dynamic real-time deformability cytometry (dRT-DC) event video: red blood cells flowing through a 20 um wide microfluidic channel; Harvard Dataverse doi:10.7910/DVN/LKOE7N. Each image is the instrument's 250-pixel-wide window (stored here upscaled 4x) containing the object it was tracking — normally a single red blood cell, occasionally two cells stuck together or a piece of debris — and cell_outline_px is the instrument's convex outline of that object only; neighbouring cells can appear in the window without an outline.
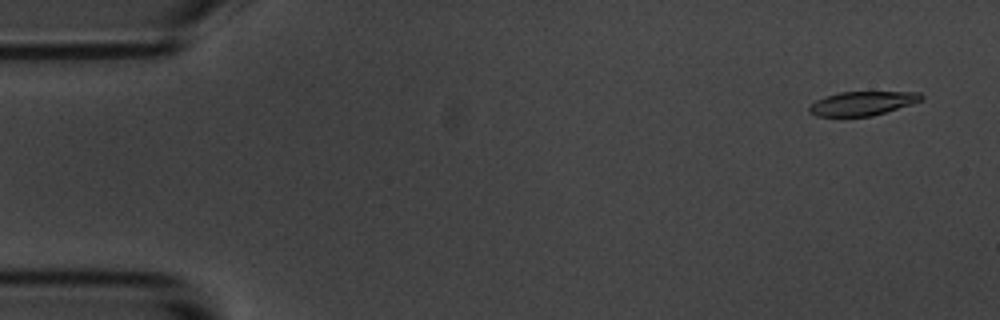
{"species": "common noctule bat (a hibernating species)", "species_latin": "Nyctalus noctula", "temperature_condition": "room temperature", "stored_images_in_passage": 57, "segment_of_instrument_passage": [1, 2], "camera_frame_rate_fps": 3000, "um_per_image_px": 0.085, "animal": {"sex": "male", "body_mass_g": 20.1, "forearm_length_mm": 53.5}, "frame": {"image": 1, "passage_image": 3, "time_ms": 0.667, "image_size_px": [1000, 320], "cell_outline_px": [[924, 100], [912, 104], [872, 116], [816, 116], [808, 112], [808, 108], [816, 100], [824, 96], [840, 92], [920, 92], [924, 96]], "centroid_in_image_um": [73.31, 8.78], "position_along_channel_um": 11.7, "area_um2": 15.72}}
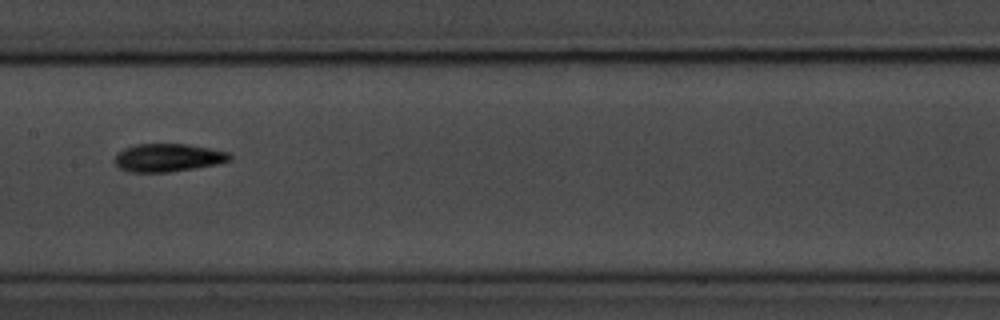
{"frame": {"image": 2, "passage_image": 28, "time_ms": 9.0, "image_size_px": [1000, 320], "cell_outline_px": [[232, 160], [216, 164], [168, 172], [128, 172], [120, 168], [112, 160], [116, 152], [124, 148], [136, 144], [188, 144], [228, 152], [232, 156]], "centroid_in_image_um": [14.22, 13.4], "position_along_channel_um": 193.2, "area_um2": 18.84}}
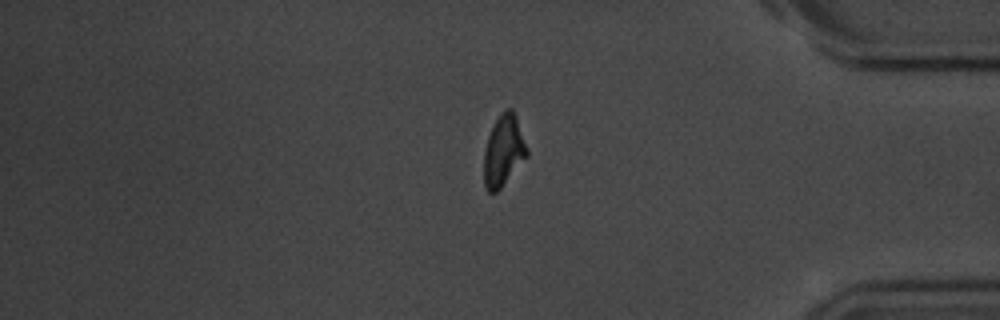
{"frame": {"image": 3, "passage_image": 47, "time_ms": 15.333, "image_size_px": [1000, 320], "cell_outline_px": [[528, 156], [500, 188], [496, 192], [488, 192], [484, 188], [484, 152], [488, 136], [500, 112], [504, 108], [512, 108], [516, 116], [528, 148]], "centroid_in_image_um": [42.81, 12.8], "position_along_channel_um": 392.4, "area_um2": 17.86}}